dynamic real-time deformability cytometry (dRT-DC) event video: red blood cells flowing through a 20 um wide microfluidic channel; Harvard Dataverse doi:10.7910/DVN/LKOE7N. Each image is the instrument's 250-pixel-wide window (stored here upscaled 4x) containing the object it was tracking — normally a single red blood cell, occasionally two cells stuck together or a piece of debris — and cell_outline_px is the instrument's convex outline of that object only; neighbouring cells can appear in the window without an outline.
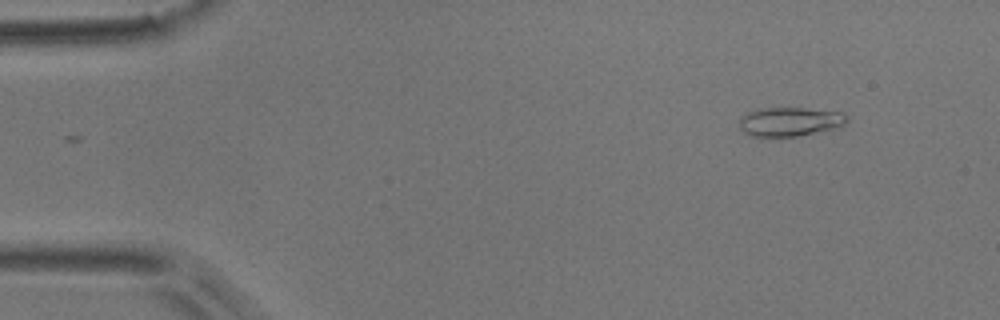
{"species": "common noctule bat (a hibernating species)", "species_latin": "Nyctalus noctula", "temperature_condition": "room temperature", "stored_images_in_passage": 9, "camera_frame_rate_fps": 3000, "um_per_image_px": 0.085, "animal": {"sex": "male", "body_mass_g": 17.9}, "frame": {"image": 1, "passage_image": 1, "time_ms": 0.0, "image_size_px": [1000, 320], "cell_outline_px": [[848, 120], [844, 124], [832, 128], [796, 136], [748, 136], [740, 128], [740, 116], [748, 112], [760, 108], [804, 108], [844, 112], [848, 116]], "centroid_in_image_um": [67.11, 10.32], "position_along_channel_um": 17.9, "area_um2": 18.03}}
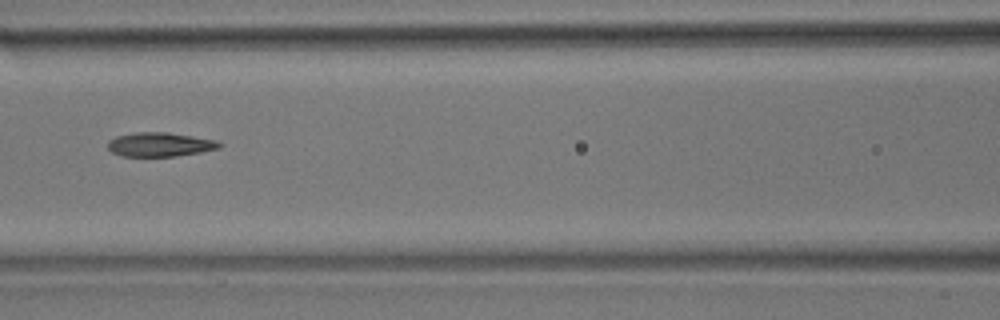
{"frame": {"image": 2, "passage_image": 6, "time_ms": 1.667, "image_size_px": [1000, 320], "cell_outline_px": [[224, 144], [220, 148], [200, 152], [176, 156], [120, 156], [112, 152], [108, 148], [108, 140], [116, 136], [136, 132], [168, 132], [216, 140]], "centroid_in_image_um": [13.59, 12.28], "position_along_channel_um": 153.0, "area_um2": 15.72}}
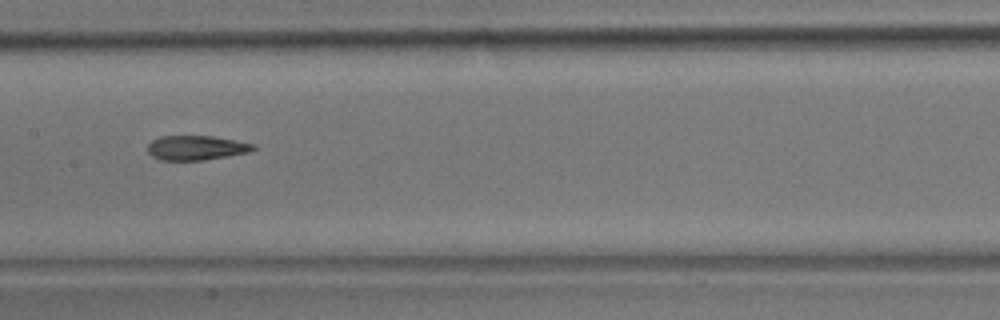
{"frame": {"image": 3, "passage_image": 7, "time_ms": 2.0, "image_size_px": [1000, 320], "cell_outline_px": [[256, 148], [248, 152], [200, 160], [160, 160], [152, 156], [148, 152], [148, 144], [152, 140], [160, 136], [212, 136], [256, 144]], "centroid_in_image_um": [16.65, 12.55], "position_along_channel_um": 190.8, "area_um2": 14.91}}